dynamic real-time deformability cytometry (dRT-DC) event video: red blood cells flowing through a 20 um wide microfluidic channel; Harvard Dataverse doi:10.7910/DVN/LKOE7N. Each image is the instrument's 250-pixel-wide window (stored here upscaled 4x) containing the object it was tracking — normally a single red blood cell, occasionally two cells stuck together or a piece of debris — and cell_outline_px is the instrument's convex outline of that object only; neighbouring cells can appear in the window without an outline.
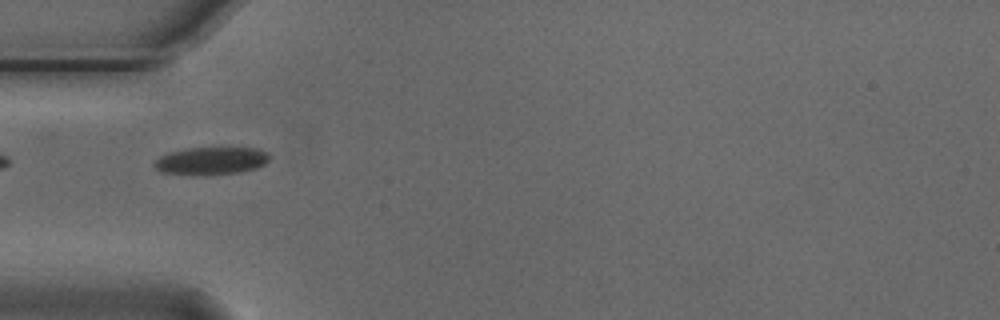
{"species": "Egyptian fruit bat (a non-hibernating species)", "species_latin": "Rousettus aegyptiacus", "temperature_condition": "cold", "stored_images_in_passage": 40, "camera_frame_rate_fps": 3000, "um_per_image_px": 0.085, "animal": {"sex": "male"}, "frame": {"image": 1, "passage_image": 2, "time_ms": 0.333, "image_size_px": [1000, 320], "cell_outline_px": [[268, 160], [264, 164], [256, 168], [240, 172], [208, 176], [204, 176], [160, 172], [152, 164], [160, 156], [168, 152], [188, 148], [260, 148], [268, 152]], "centroid_in_image_um": [17.93, 13.68], "position_along_channel_um": 67.1, "area_um2": 18.79}}
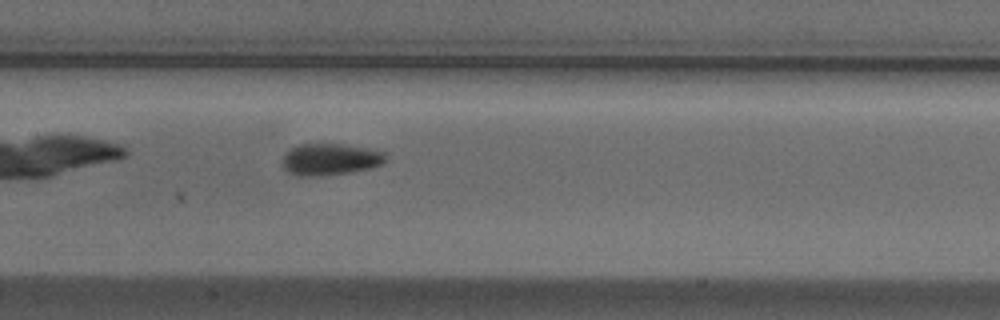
{"frame": {"image": 2, "passage_image": 11, "time_ms": 3.333, "image_size_px": [1000, 320], "cell_outline_px": [[388, 160], [384, 164], [372, 168], [352, 172], [320, 176], [300, 176], [288, 172], [280, 164], [284, 156], [292, 148], [300, 144], [340, 144], [368, 148], [384, 152], [388, 156]], "centroid_in_image_um": [28.12, 13.55], "position_along_channel_um": 179.3, "area_um2": 19.31}}
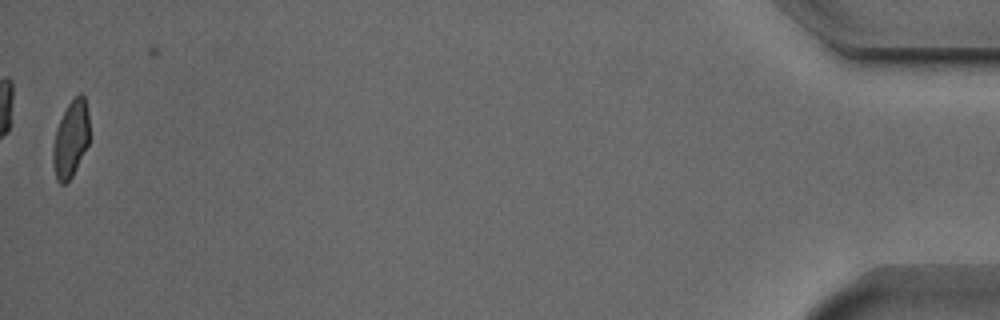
{"frame": {"image": 3, "passage_image": 39, "time_ms": 12.667, "image_size_px": [1000, 320], "cell_outline_px": [[88, 144], [72, 176], [64, 184], [60, 184], [56, 180], [52, 164], [52, 148], [56, 128], [68, 104], [80, 92], [84, 96], [88, 112]], "centroid_in_image_um": [5.98, 11.84], "position_along_channel_um": 429.2, "area_um2": 16.18}, "authors_computed_cell_mechanics": {"area_um2": 18.0914, "velocity_mm_per_s": 3.7457, "shape_relaxation_time_tau1_ms": 2.6036, "shape_relaxation_time_tau2_ms": 2.796, "deformation_change_tau1": 0.0952, "deformation_change_tau2": 0.072}}